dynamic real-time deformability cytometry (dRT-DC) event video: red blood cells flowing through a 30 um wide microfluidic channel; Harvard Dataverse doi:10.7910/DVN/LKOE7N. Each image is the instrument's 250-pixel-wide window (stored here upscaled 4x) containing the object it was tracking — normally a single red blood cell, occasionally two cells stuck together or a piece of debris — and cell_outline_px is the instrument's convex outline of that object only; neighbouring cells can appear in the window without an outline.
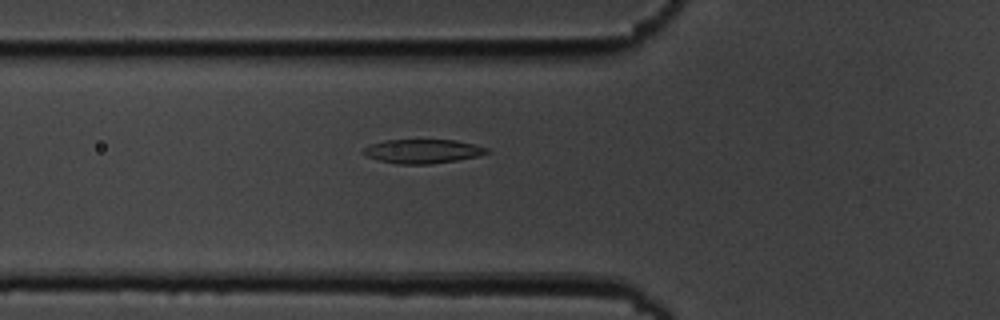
{"species": "common noctule bat (a hibernating species)", "species_latin": "Nyctalus noctula", "temperature_condition": "cold", "stored_images_in_passage": 5, "camera_frame_rate_fps": 3000, "um_per_image_px": 0.085, "animal": {"sex": "male", "body_mass_g": 19.5, "forearm_length_mm": 54.6}, "frame": {"image": 1, "passage_image": 4, "time_ms": 3.333, "image_size_px": [1000, 320], "cell_outline_px": [[492, 152], [480, 156], [456, 160], [428, 164], [396, 164], [364, 156], [360, 152], [364, 148], [372, 144], [384, 140], [456, 140], [476, 144], [488, 148]], "centroid_in_image_um": [35.95, 12.85], "position_along_channel_um": 89.8, "area_um2": 17.46}}